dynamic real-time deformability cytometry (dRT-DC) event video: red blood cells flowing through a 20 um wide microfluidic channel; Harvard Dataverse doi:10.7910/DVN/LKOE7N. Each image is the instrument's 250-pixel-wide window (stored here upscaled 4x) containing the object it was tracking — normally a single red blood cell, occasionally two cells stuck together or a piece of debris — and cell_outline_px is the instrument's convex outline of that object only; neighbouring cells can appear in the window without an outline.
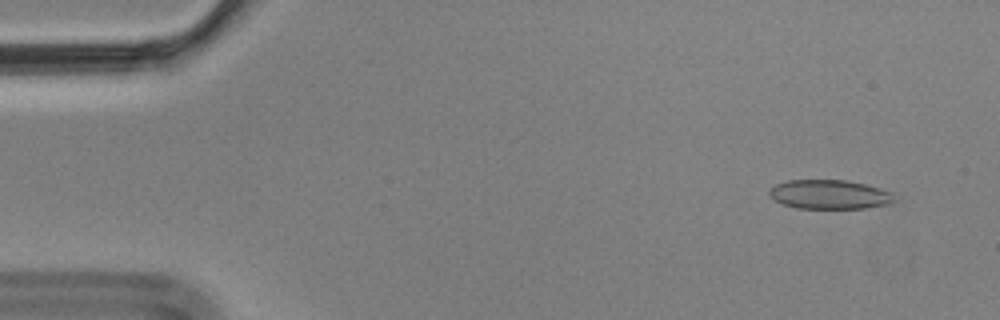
{"species": "Egyptian fruit bat (a non-hibernating species)", "species_latin": "Rousettus aegyptiacus", "temperature_condition": "cold", "stored_images_in_passage": 6, "camera_frame_rate_fps": 3000, "um_per_image_px": 0.085, "animal": {"sex": "male"}, "frame": {"image": 1, "passage_image": 2, "time_ms": 0.333, "image_size_px": [1000, 320], "cell_outline_px": [[900, 196], [892, 204], [864, 208], [796, 208], [784, 204], [776, 200], [768, 192], [776, 184], [788, 180], [848, 180], [880, 188], [892, 192]], "centroid_in_image_um": [70.62, 16.53], "position_along_channel_um": 14.4, "area_um2": 21.39}}
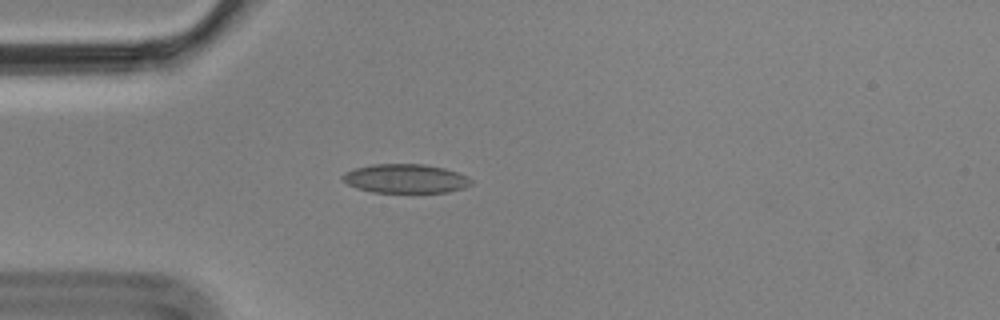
{"frame": {"image": 2, "passage_image": 5, "time_ms": 1.333, "image_size_px": [1000, 320], "cell_outline_px": [[472, 184], [464, 188], [448, 192], [372, 192], [356, 188], [348, 184], [340, 176], [344, 172], [356, 168], [372, 164], [424, 164], [444, 168], [468, 176], [472, 180]], "centroid_in_image_um": [34.47, 15.18], "position_along_channel_um": 50.5, "area_um2": 21.73}}